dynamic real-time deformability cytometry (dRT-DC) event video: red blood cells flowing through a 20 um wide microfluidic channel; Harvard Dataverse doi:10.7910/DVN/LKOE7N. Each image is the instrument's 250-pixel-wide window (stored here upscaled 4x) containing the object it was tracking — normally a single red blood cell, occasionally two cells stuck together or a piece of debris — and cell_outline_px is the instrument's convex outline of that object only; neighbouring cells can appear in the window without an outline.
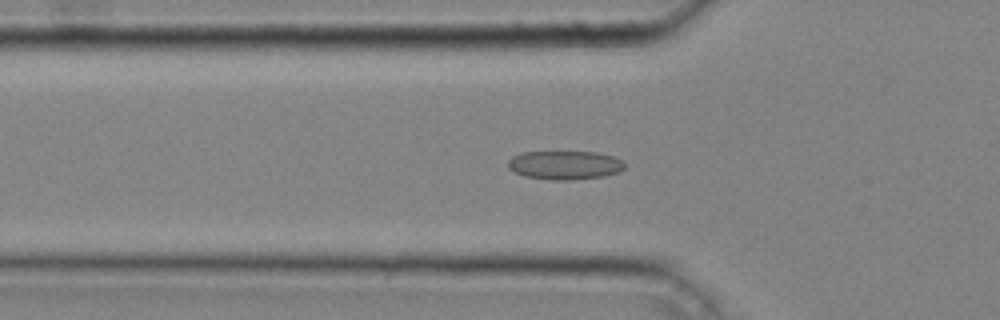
{"species": "common noctule bat (a hibernating species)", "species_latin": "Nyctalus noctula", "temperature_condition": "cold", "stored_images_in_passage": 36, "camera_frame_rate_fps": 3000, "um_per_image_px": 0.085, "animal": {"sex": "male", "body_mass_g": 20.4}, "frame": {"image": 1, "passage_image": 7, "time_ms": 2.0, "image_size_px": [1000, 320], "cell_outline_px": [[624, 168], [616, 172], [604, 176], [572, 180], [552, 180], [524, 176], [508, 168], [508, 160], [512, 156], [520, 152], [596, 152], [612, 156], [620, 160], [624, 164]], "centroid_in_image_um": [47.96, 14.03], "position_along_channel_um": 77.8, "area_um2": 19.42}}
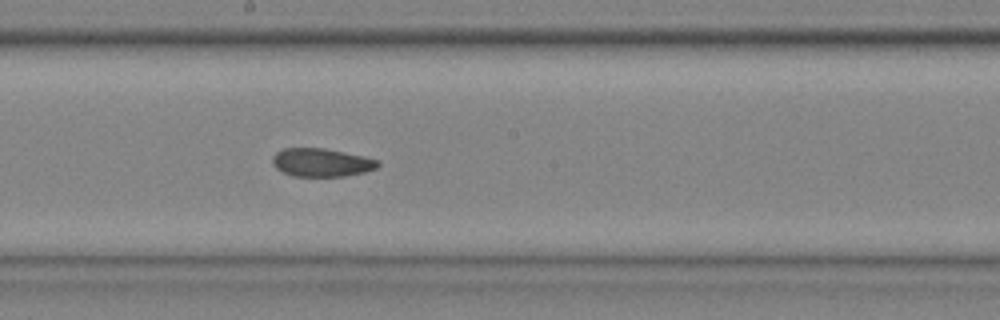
{"frame": {"image": 2, "passage_image": 17, "time_ms": 5.333, "image_size_px": [1000, 320], "cell_outline_px": [[380, 164], [376, 168], [364, 172], [344, 176], [292, 176], [276, 168], [272, 164], [272, 156], [276, 152], [284, 148], [324, 148], [364, 156], [376, 160]], "centroid_in_image_um": [27.29, 13.81], "position_along_channel_um": 220.9, "area_um2": 17.28}}
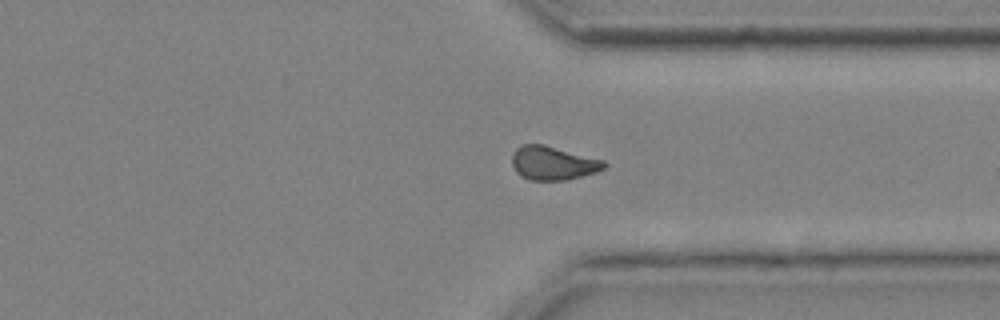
{"frame": {"image": 3, "passage_image": 27, "time_ms": 8.667, "image_size_px": [1000, 320], "cell_outline_px": [[608, 164], [604, 168], [596, 172], [564, 180], [528, 180], [520, 176], [516, 172], [512, 164], [512, 152], [520, 144], [544, 144], [604, 160]], "centroid_in_image_um": [46.97, 13.85], "position_along_channel_um": 364.4, "area_um2": 18.21}, "authors_computed_cell_mechanics": {"area_um2": 17.7735, "velocity_mm_per_s": 4.2938, "shape_relaxation_time_tau1_ms": null, "shape_relaxation_time_tau2_ms": 2.4896, "deformation_change_tau1": null, "deformation_change_tau2": 0.0809}}